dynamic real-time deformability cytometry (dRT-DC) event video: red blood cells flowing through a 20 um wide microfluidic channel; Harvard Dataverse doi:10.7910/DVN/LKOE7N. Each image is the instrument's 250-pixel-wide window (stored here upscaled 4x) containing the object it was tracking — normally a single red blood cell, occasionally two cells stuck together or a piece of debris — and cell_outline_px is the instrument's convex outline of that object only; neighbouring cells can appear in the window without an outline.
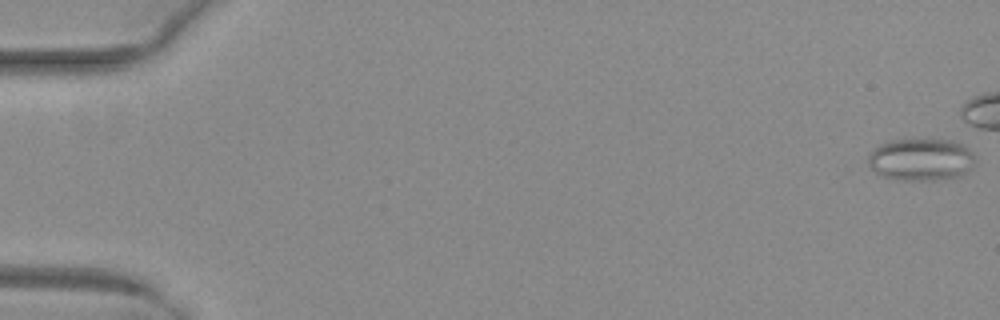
{"species": "common noctule bat (a hibernating species)", "species_latin": "Nyctalus noctula", "temperature_condition": "warm", "stored_images_in_passage": 43, "segment_of_instrument_passage": [1, 2], "camera_frame_rate_fps": 3000, "um_per_image_px": 0.085, "animal": {"sex": "female", "body_mass_g": 29.2, "forearm_length_mm": 56.3}, "frame": {"image": 1, "passage_image": 1, "time_ms": 0.0, "image_size_px": [1000, 320], "cell_outline_px": [[976, 160], [972, 168], [960, 176], [936, 180], [900, 180], [880, 176], [868, 164], [868, 156], [880, 144], [892, 140], [952, 140], [964, 144], [976, 156]], "centroid_in_image_um": [78.33, 13.57], "position_along_channel_um": 6.7, "area_um2": 26.47}}
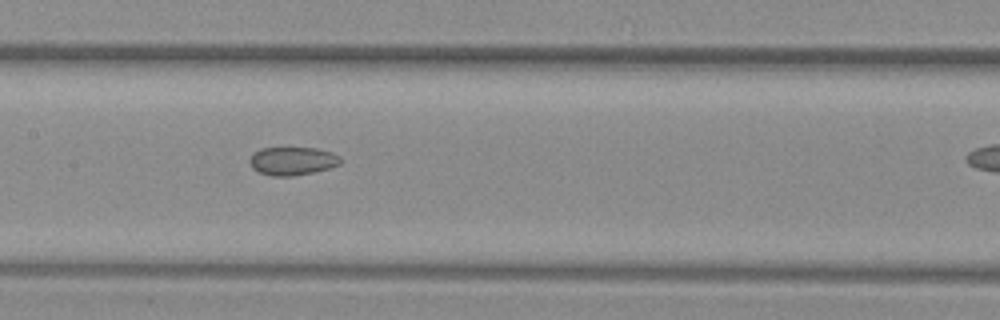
{"frame": {"image": 2, "passage_image": 27, "time_ms": 8.667, "image_size_px": [1000, 320], "cell_outline_px": [[340, 164], [328, 168], [312, 172], [292, 176], [272, 176], [260, 172], [252, 168], [248, 160], [260, 148], [316, 148], [332, 152], [340, 156]], "centroid_in_image_um": [24.85, 13.68], "position_along_channel_um": 182.5, "area_um2": 14.8}}
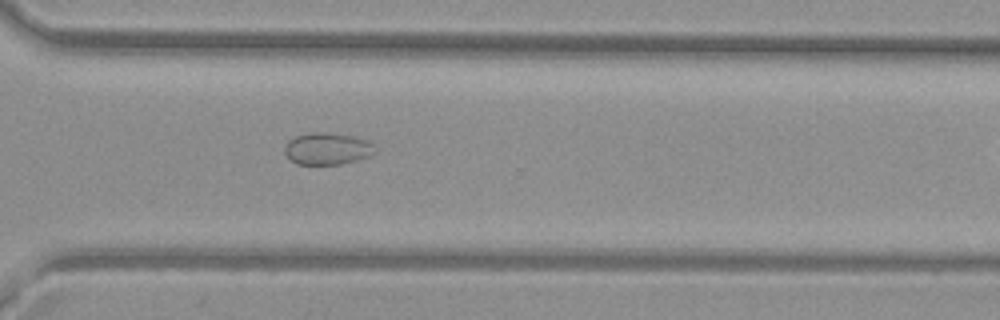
{"frame": {"image": 3, "passage_image": 39, "time_ms": 12.667, "image_size_px": [1000, 320], "cell_outline_px": [[376, 152], [372, 156], [340, 164], [296, 164], [288, 160], [284, 152], [284, 148], [288, 140], [296, 136], [308, 132], [328, 132], [352, 136], [376, 144]], "centroid_in_image_um": [27.81, 12.64], "position_along_channel_um": 342.8, "area_um2": 17.11}}